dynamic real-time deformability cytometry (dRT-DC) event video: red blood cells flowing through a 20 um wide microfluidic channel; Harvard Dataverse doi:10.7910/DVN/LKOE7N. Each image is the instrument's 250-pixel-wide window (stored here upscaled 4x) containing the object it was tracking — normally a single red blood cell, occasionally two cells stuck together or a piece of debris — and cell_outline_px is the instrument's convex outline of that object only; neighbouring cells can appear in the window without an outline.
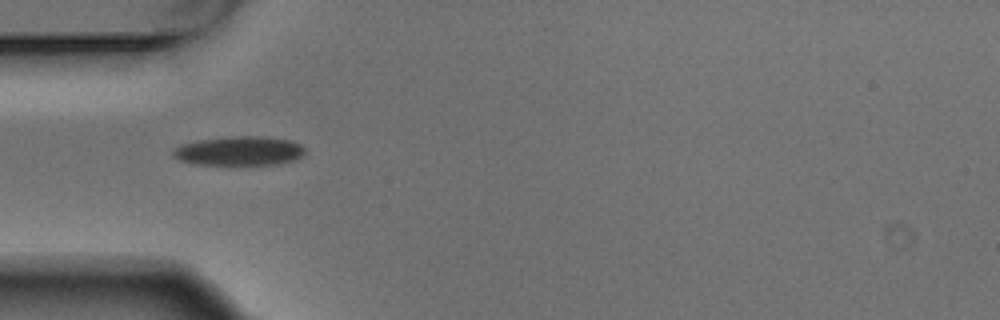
{"species": "Egyptian fruit bat (a non-hibernating species)", "species_latin": "Rousettus aegyptiacus", "temperature_condition": "warm", "stored_images_in_passage": 5, "camera_frame_rate_fps": 3000, "um_per_image_px": 0.085, "animal": {"sex": "male"}, "frame": {"image": 1, "passage_image": 1, "time_ms": 0.0, "image_size_px": [1000, 320], "cell_outline_px": [[304, 152], [300, 156], [292, 160], [280, 164], [192, 164], [180, 160], [172, 156], [172, 152], [180, 144], [200, 140], [236, 136], [260, 136], [292, 140], [300, 144], [304, 148]], "centroid_in_image_um": [20.32, 12.82], "position_along_channel_um": 64.7, "area_um2": 22.2}}
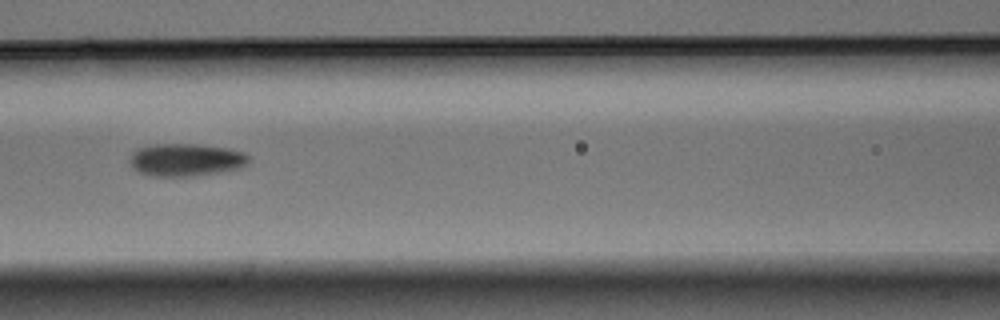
{"frame": {"image": 2, "passage_image": 3, "time_ms": 0.667, "image_size_px": [1000, 320], "cell_outline_px": [[252, 156], [248, 164], [240, 168], [224, 172], [192, 176], [152, 176], [140, 172], [132, 168], [128, 160], [132, 152], [140, 148], [156, 144], [204, 144], [228, 148], [244, 152]], "centroid_in_image_um": [15.86, 13.58], "position_along_channel_um": 150.7, "area_um2": 23.06}}
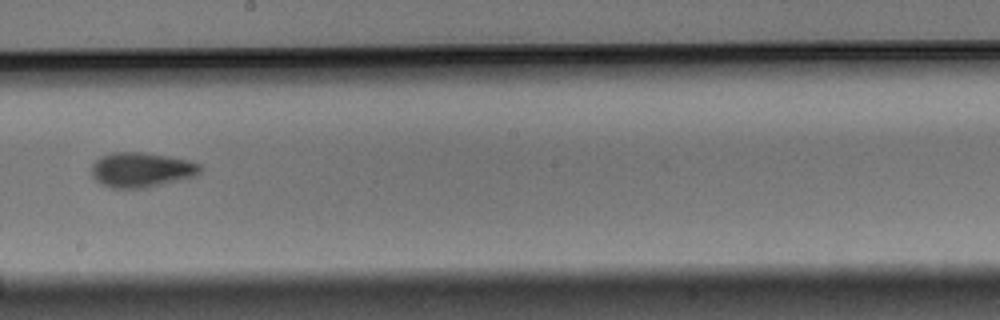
{"frame": {"image": 3, "passage_image": 5, "time_ms": 1.333, "image_size_px": [1000, 320], "cell_outline_px": [[204, 168], [196, 176], [180, 180], [144, 188], [112, 188], [100, 184], [92, 176], [92, 164], [100, 156], [112, 152], [144, 152], [168, 156], [188, 160], [200, 164]], "centroid_in_image_um": [12.02, 14.43], "position_along_channel_um": 236.2, "area_um2": 22.25}}